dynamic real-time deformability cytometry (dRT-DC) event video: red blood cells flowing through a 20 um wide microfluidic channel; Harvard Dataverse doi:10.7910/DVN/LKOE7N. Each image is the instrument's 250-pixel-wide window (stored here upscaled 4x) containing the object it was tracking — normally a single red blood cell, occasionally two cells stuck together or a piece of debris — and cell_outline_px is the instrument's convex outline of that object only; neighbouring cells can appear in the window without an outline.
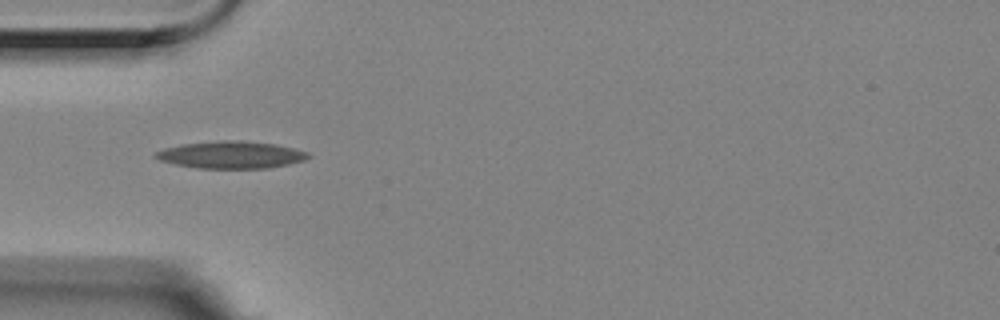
{"species": "Egyptian fruit bat (a non-hibernating species)", "species_latin": "Rousettus aegyptiacus", "temperature_condition": "room temperature", "stored_images_in_passage": 8, "camera_frame_rate_fps": 3000, "um_per_image_px": 0.085, "animal": {"sex": "female"}, "frame": {"image": 1, "passage_image": 2, "time_ms": 0.333, "image_size_px": [1000, 320], "cell_outline_px": [[312, 156], [304, 160], [288, 164], [268, 168], [200, 168], [176, 164], [160, 160], [152, 156], [156, 152], [164, 148], [180, 144], [220, 140], [244, 140], [276, 144], [296, 148], [308, 152]], "centroid_in_image_um": [19.67, 13.14], "position_along_channel_um": 65.3, "area_um2": 24.33}}
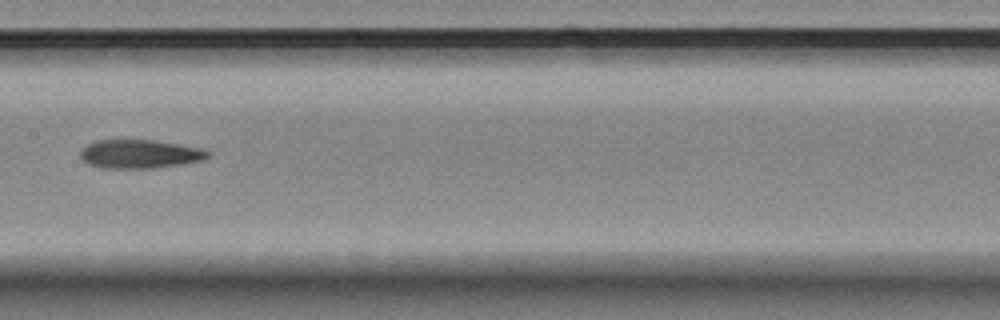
{"frame": {"image": 2, "passage_image": 5, "time_ms": 1.333, "image_size_px": [1000, 320], "cell_outline_px": [[212, 156], [204, 160], [184, 164], [152, 168], [100, 168], [88, 164], [80, 156], [80, 152], [88, 144], [96, 140], [152, 140], [180, 144], [200, 148], [212, 152]], "centroid_in_image_um": [11.94, 13.09], "position_along_channel_um": 195.5, "area_um2": 21.44}}
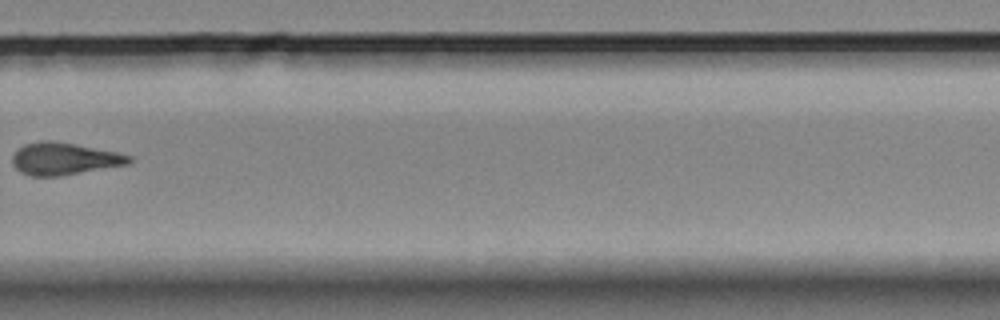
{"frame": {"image": 3, "passage_image": 8, "time_ms": 2.333, "image_size_px": [1000, 320], "cell_outline_px": [[132, 160], [128, 164], [60, 176], [28, 176], [20, 172], [12, 164], [12, 156], [24, 144], [40, 140], [56, 140], [116, 152], [132, 156]], "centroid_in_image_um": [5.43, 13.49], "position_along_channel_um": 324.4, "area_um2": 21.96}}